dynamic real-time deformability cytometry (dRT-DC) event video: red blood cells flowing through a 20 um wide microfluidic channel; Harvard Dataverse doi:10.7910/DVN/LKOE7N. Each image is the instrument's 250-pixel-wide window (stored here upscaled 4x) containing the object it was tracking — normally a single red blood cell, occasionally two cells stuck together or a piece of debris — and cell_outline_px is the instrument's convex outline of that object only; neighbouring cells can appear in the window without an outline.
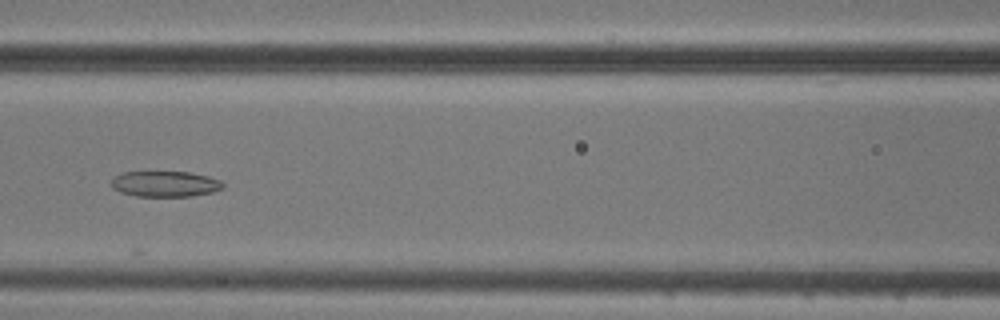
{"species": "common noctule bat (a hibernating species)", "species_latin": "Nyctalus noctula", "temperature_condition": "cold", "stored_images_in_passage": 7, "camera_frame_rate_fps": 3000, "um_per_image_px": 0.085, "animal": {"sex": "male", "body_mass_g": 20.5, "forearm_length_mm": 52.5}, "frame": {"image": 1, "passage_image": 6, "time_ms": 6.0, "image_size_px": [1000, 320], "cell_outline_px": [[224, 188], [212, 192], [192, 196], [136, 196], [120, 192], [112, 188], [112, 180], [116, 176], [124, 172], [188, 172], [208, 176], [220, 180], [224, 184]], "centroid_in_image_um": [14.06, 15.64], "position_along_channel_um": 152.5, "area_um2": 16.65}}
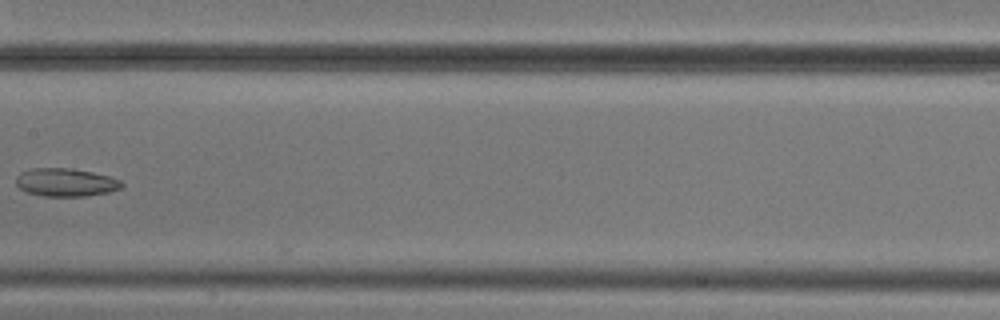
{"frame": {"image": 2, "passage_image": 7, "time_ms": 7.333, "image_size_px": [1000, 320], "cell_outline_px": [[124, 184], [120, 188], [108, 192], [84, 196], [44, 196], [28, 192], [20, 188], [16, 184], [16, 176], [20, 172], [32, 168], [72, 168], [112, 176], [120, 180]], "centroid_in_image_um": [5.59, 15.49], "position_along_channel_um": 201.8, "area_um2": 17.34}}